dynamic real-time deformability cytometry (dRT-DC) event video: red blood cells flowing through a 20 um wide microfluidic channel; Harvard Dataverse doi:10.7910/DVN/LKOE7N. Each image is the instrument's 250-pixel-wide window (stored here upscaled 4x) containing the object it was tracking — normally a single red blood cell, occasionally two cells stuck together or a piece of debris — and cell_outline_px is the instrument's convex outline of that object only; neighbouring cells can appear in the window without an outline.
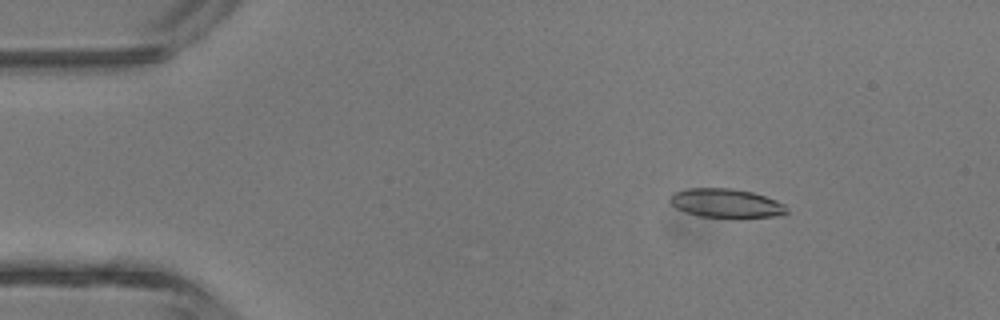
{"species": "common noctule bat (a hibernating species)", "species_latin": "Nyctalus noctula", "temperature_condition": "room temperature", "stored_images_in_passage": 43, "camera_frame_rate_fps": 3000, "um_per_image_px": 0.085, "animal": {"sex": "male", "body_mass_g": 13.3}, "frame": {"image": 1, "passage_image": 7, "time_ms": 2.0, "image_size_px": [1000, 320], "cell_outline_px": [[788, 212], [784, 216], [744, 220], [736, 220], [700, 216], [684, 212], [676, 208], [668, 200], [668, 196], [672, 192], [688, 188], [732, 188], [752, 192], [776, 200], [784, 204], [788, 208]], "centroid_in_image_um": [61.76, 17.32], "position_along_channel_um": 23.2, "area_um2": 20.87}}
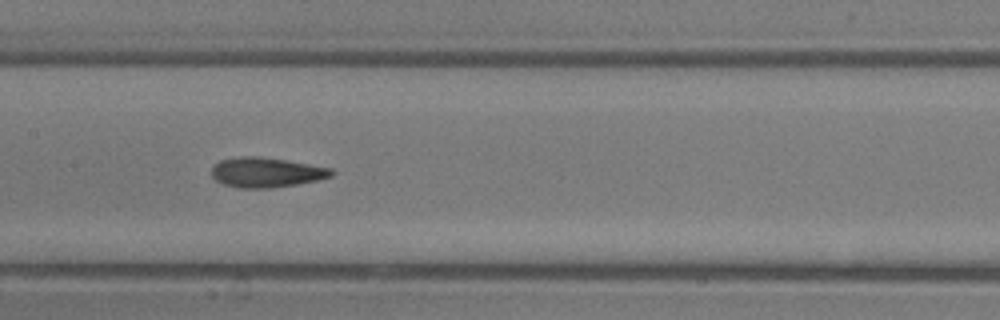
{"frame": {"image": 2, "passage_image": 22, "time_ms": 7.0, "image_size_px": [1000, 320], "cell_outline_px": [[336, 172], [332, 176], [316, 180], [296, 184], [272, 188], [240, 188], [224, 184], [216, 180], [212, 176], [212, 164], [220, 160], [240, 156], [256, 156], [284, 160], [332, 168]], "centroid_in_image_um": [22.61, 14.65], "position_along_channel_um": 184.8, "area_um2": 20.81}}
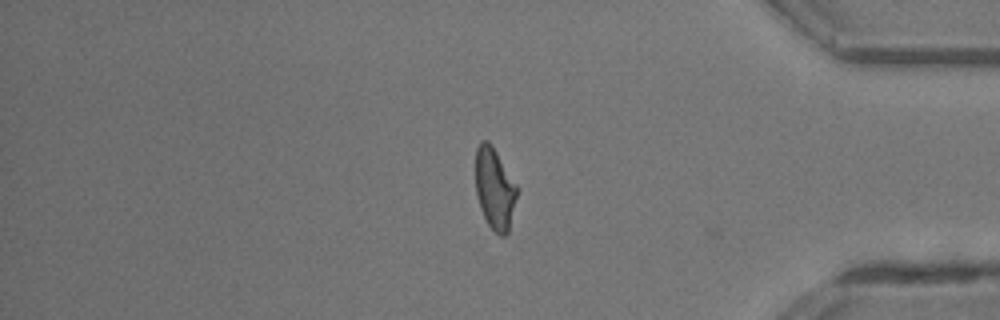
{"frame": {"image": 3, "passage_image": 37, "time_ms": 12.0, "image_size_px": [1000, 320], "cell_outline_px": [[520, 188], [508, 232], [504, 236], [500, 236], [488, 224], [480, 208], [476, 192], [476, 148], [480, 140], [488, 140], [492, 144]], "centroid_in_image_um": [42.08, 16.0], "position_along_channel_um": 393.1, "area_um2": 20.06}, "authors_computed_cell_mechanics": {"area_um2": 20.3456, "velocity_mm_per_s": 4.7428, "shape_relaxation_time_tau1_ms": 5.2518, "shape_relaxation_time_tau2_ms": 2.214, "deformation_change_tau1": 0.1571, "deformation_change_tau2": 0.1107}}